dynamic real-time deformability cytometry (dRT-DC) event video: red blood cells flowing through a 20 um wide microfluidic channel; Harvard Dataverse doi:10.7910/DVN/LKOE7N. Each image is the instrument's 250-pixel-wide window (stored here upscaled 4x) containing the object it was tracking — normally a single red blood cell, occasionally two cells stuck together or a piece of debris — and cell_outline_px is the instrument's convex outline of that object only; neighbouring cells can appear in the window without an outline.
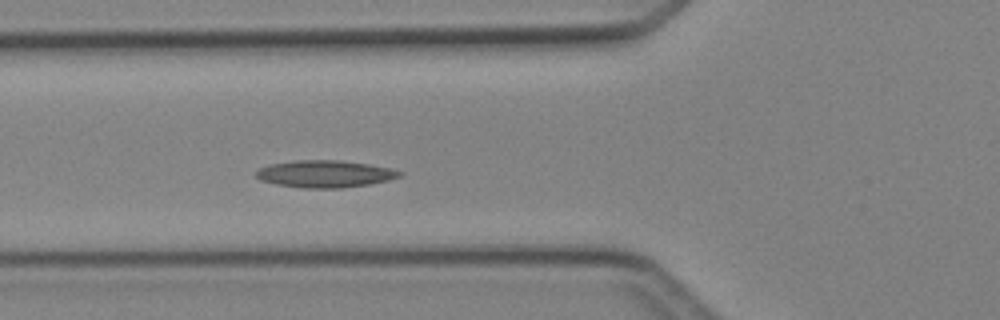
{"species": "Egyptian fruit bat (a non-hibernating species)", "species_latin": "Rousettus aegyptiacus", "temperature_condition": "cold", "stored_images_in_passage": 5, "segment_of_instrument_passage": [1, 2], "camera_frame_rate_fps": 3000, "um_per_image_px": 0.085, "animal": {"sex": "female"}, "frame": {"image": 1, "passage_image": 4, "time_ms": 4.333, "image_size_px": [1000, 320], "cell_outline_px": [[404, 172], [400, 176], [388, 180], [368, 184], [340, 188], [304, 188], [276, 184], [260, 180], [256, 176], [256, 172], [260, 168], [268, 164], [296, 160], [340, 160], [368, 164], [392, 168]], "centroid_in_image_um": [27.62, 14.77], "position_along_channel_um": 98.2, "area_um2": 22.66}}